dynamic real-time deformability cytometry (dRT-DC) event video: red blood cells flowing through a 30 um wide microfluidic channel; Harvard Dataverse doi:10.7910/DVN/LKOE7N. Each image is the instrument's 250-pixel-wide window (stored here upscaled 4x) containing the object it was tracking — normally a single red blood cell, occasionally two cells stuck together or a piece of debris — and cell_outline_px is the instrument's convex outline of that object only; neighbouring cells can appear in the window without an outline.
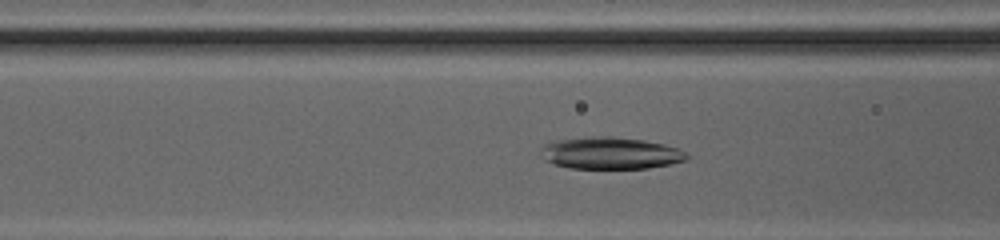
{"species": "common noctule bat (a hibernating species)", "species_latin": "Nyctalus noctula", "temperature_condition": "cold", "stored_images_in_passage": 27, "camera_frame_rate_fps": 3000, "um_per_image_px": 0.085, "animal": {"sex": "female", "body_mass_g": 20.0, "forearm_length_mm": 54.0}, "frame": {"image": 1, "passage_image": 7, "time_ms": 2.0, "image_size_px": [1000, 240], "cell_outline_px": [[692, 156], [688, 160], [648, 168], [572, 168], [556, 164], [548, 160], [540, 148], [544, 144], [552, 140], [592, 136], [612, 136], [644, 140], [664, 144], [676, 148]], "centroid_in_image_um": [51.93, 13.0], "position_along_channel_um": 114.7, "area_um2": 27.05}}
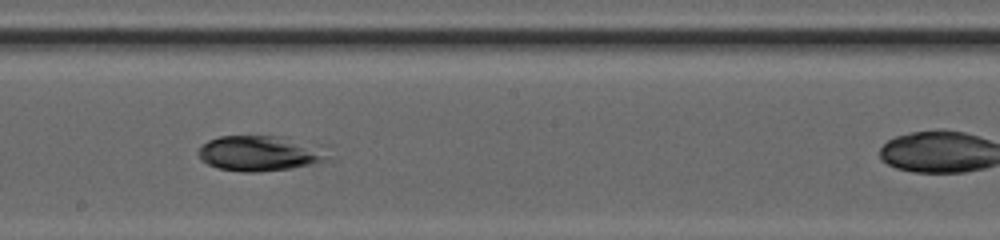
{"frame": {"image": 2, "passage_image": 15, "time_ms": 4.667, "image_size_px": [1000, 240], "cell_outline_px": [[332, 160], [292, 168], [256, 172], [244, 172], [216, 168], [200, 160], [196, 152], [208, 140], [220, 136], [280, 136], [332, 144]], "centroid_in_image_um": [22.32, 13.01], "position_along_channel_um": 225.9, "area_um2": 28.21}}
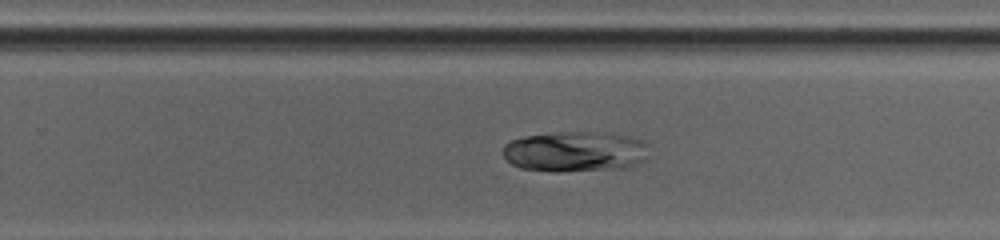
{"frame": {"image": 3, "passage_image": 19, "time_ms": 6.0, "image_size_px": [1000, 240], "cell_outline_px": [[648, 144], [644, 160], [636, 164], [620, 168], [560, 172], [552, 172], [520, 168], [512, 164], [504, 156], [504, 144], [512, 140], [528, 136], [568, 132], [608, 132], [628, 136], [644, 140]], "centroid_in_image_um": [48.9, 12.89], "position_along_channel_um": 280.9, "area_um2": 34.28}}